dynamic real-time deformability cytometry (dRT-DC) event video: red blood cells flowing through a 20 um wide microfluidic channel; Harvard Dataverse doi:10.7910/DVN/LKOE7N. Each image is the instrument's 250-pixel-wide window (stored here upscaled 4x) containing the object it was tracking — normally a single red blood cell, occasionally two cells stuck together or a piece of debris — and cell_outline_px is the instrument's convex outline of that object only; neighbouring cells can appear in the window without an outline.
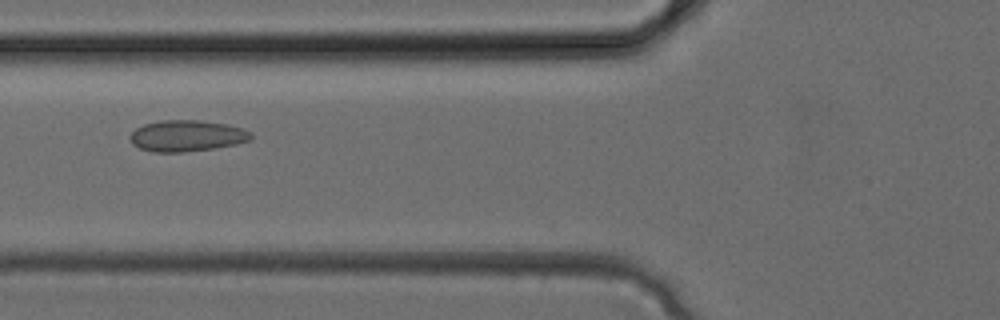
{"species": "common noctule bat (a hibernating species)", "species_latin": "Nyctalus noctula", "temperature_condition": "cold", "stored_images_in_passage": 28, "camera_frame_rate_fps": 3000, "um_per_image_px": 0.085, "animal": {"sex": "female", "body_mass_g": 24.6, "forearm_length_mm": 56.2}, "frame": {"image": 1, "passage_image": 6, "time_ms": 1.667, "image_size_px": [1000, 320], "cell_outline_px": [[252, 140], [236, 144], [212, 148], [184, 152], [152, 152], [140, 148], [132, 144], [128, 136], [136, 128], [144, 124], [160, 120], [200, 120], [228, 124], [244, 128], [252, 132]], "centroid_in_image_um": [15.89, 11.53], "position_along_channel_um": 109.9, "area_um2": 22.25}}
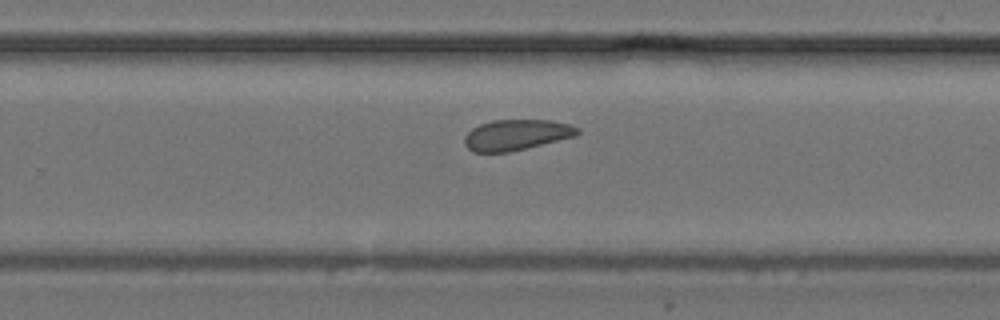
{"frame": {"image": 2, "passage_image": 15, "time_ms": 4.667, "image_size_px": [1000, 320], "cell_outline_px": [[580, 132], [576, 136], [508, 152], [472, 152], [464, 144], [464, 136], [472, 128], [480, 124], [492, 120], [552, 120], [568, 124], [580, 128]], "centroid_in_image_um": [43.88, 11.46], "position_along_channel_um": 285.9, "area_um2": 20.17}}
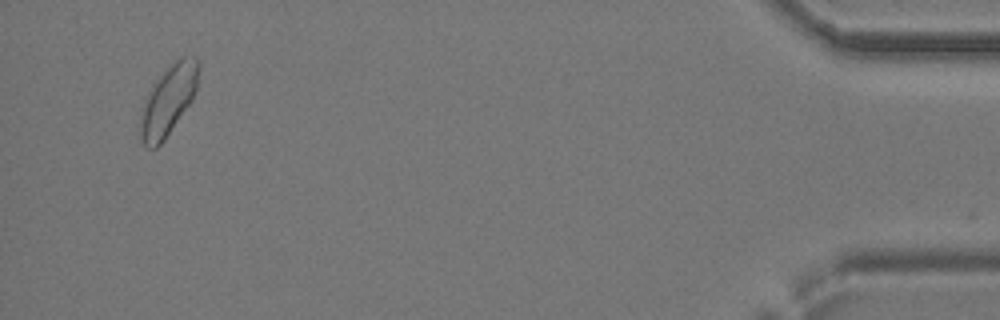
{"frame": {"image": 3, "passage_image": 26, "time_ms": 8.333, "image_size_px": [1000, 320], "cell_outline_px": [[200, 68], [196, 92], [192, 100], [164, 140], [156, 148], [148, 148], [136, 136], [136, 132], [140, 108], [152, 84], [180, 56], [196, 56], [200, 60]], "centroid_in_image_um": [14.26, 8.56], "position_along_channel_um": 420.9, "area_um2": 24.45}}